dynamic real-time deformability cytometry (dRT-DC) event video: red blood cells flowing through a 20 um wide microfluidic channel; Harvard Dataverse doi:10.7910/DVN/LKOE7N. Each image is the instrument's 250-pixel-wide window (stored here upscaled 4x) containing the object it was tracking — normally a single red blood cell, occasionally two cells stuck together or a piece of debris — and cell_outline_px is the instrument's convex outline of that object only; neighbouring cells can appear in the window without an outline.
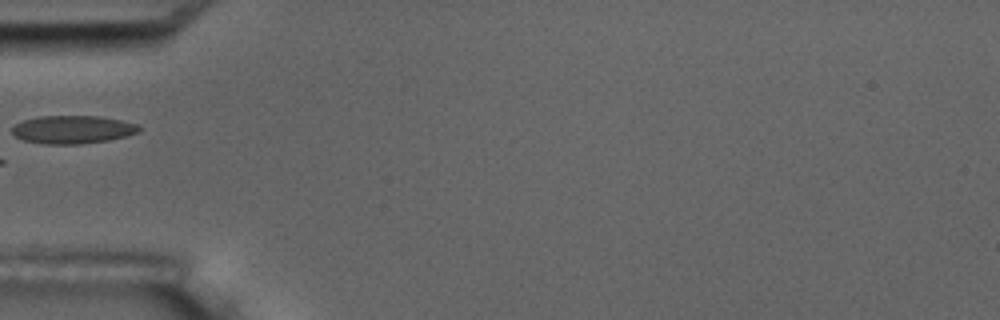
{"species": "common noctule bat (a hibernating species)", "species_latin": "Nyctalus noctula", "temperature_condition": "room temperature", "stored_images_in_passage": 5, "camera_frame_rate_fps": 3000, "um_per_image_px": 0.085, "animal": {"sex": "male", "body_mass_g": 17.5, "forearm_length_mm": 52.3}, "frame": {"image": 1, "passage_image": 4, "time_ms": 3.333, "image_size_px": [1000, 320], "cell_outline_px": [[140, 132], [128, 136], [108, 140], [80, 144], [44, 144], [24, 140], [16, 136], [12, 132], [12, 128], [16, 124], [24, 120], [36, 116], [100, 116], [140, 124]], "centroid_in_image_um": [6.22, 11.01], "position_along_channel_um": 78.8, "area_um2": 20.87}}